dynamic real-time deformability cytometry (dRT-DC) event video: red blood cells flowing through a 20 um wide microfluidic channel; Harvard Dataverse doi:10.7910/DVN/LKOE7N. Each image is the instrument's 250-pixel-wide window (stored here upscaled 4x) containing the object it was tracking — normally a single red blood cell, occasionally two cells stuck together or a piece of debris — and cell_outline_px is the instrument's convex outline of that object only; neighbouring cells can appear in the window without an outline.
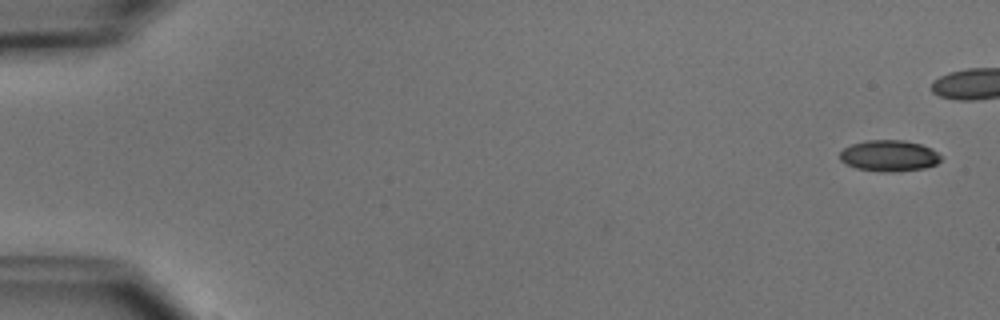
{"species": "common noctule bat (a hibernating species)", "species_latin": "Nyctalus noctula", "temperature_condition": "cold", "stored_images_in_passage": 2, "camera_frame_rate_fps": 3000, "um_per_image_px": 0.085, "animal": {"sex": "male", "body_mass_g": 15.6}, "frame": {"image": 1, "passage_image": 2, "time_ms": 1.333, "image_size_px": [1000, 320], "cell_outline_px": [[940, 160], [936, 164], [924, 168], [896, 172], [880, 172], [856, 168], [840, 160], [840, 152], [844, 148], [852, 144], [868, 140], [904, 140], [920, 144], [932, 148], [940, 156]], "centroid_in_image_um": [75.57, 13.24], "position_along_channel_um": 9.4, "area_um2": 18.32}}